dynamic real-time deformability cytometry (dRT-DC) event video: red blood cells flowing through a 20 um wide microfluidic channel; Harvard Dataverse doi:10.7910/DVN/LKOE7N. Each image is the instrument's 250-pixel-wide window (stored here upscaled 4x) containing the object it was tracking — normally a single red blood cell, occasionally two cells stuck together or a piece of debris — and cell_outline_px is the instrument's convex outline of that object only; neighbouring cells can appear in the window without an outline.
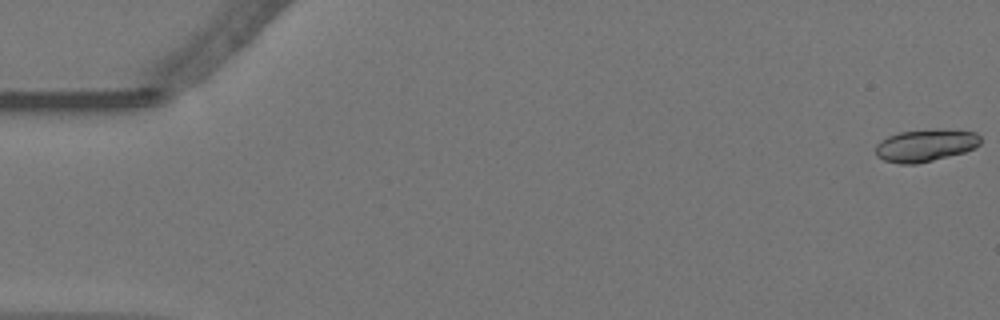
{"species": "Egyptian fruit bat (a non-hibernating species)", "species_latin": "Rousettus aegyptiacus", "temperature_condition": "warm", "stored_images_in_passage": 58, "camera_frame_rate_fps": 3000, "um_per_image_px": 0.085, "animal": {"sex": "female"}, "frame": {"image": 1, "passage_image": 1, "time_ms": 0.0, "image_size_px": [1000, 320], "cell_outline_px": [[980, 144], [976, 148], [964, 152], [916, 164], [900, 164], [884, 160], [876, 156], [876, 144], [880, 140], [888, 136], [900, 132], [936, 128], [940, 128], [976, 132], [980, 136]], "centroid_in_image_um": [78.67, 12.34], "position_along_channel_um": 6.3, "area_um2": 19.94}}
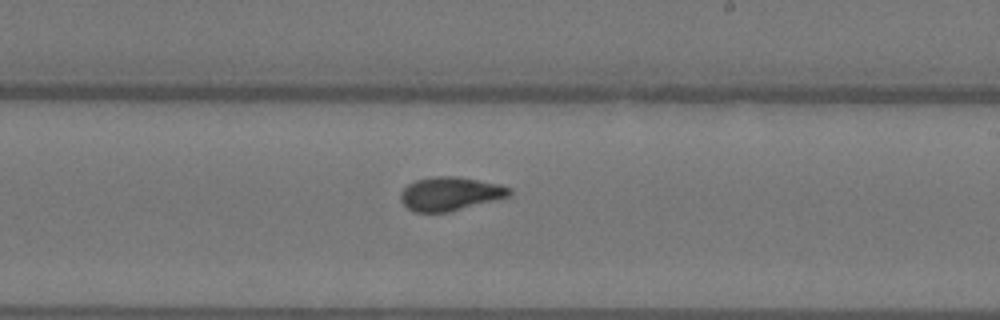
{"frame": {"image": 2, "passage_image": 34, "time_ms": 11.0, "image_size_px": [1000, 320], "cell_outline_px": [[512, 196], [448, 212], [412, 212], [400, 200], [400, 192], [408, 184], [416, 180], [436, 176], [456, 176], [500, 184], [512, 188]], "centroid_in_image_um": [38.28, 16.47], "position_along_channel_um": 250.7, "area_um2": 21.44}}
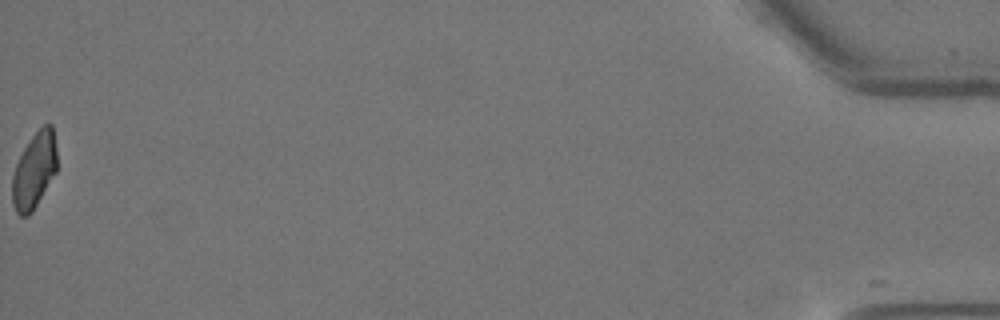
{"frame": {"image": 3, "passage_image": 58, "time_ms": 19.0, "image_size_px": [1000, 320], "cell_outline_px": [[56, 172], [32, 212], [28, 216], [20, 216], [16, 212], [12, 204], [12, 176], [16, 164], [24, 148], [32, 136], [44, 124], [52, 124], [56, 148]], "centroid_in_image_um": [2.9, 14.51], "position_along_channel_um": 432.3, "area_um2": 19.65}, "authors_computed_cell_mechanics": {"area_um2": 20.4901, "velocity_mm_per_s": 3.5513, "shape_relaxation_time_tau1_ms": 8.2356, "shape_relaxation_time_tau2_ms": 1.294, "deformation_change_tau1": 0.211, "deformation_change_tau2": 0.064}}